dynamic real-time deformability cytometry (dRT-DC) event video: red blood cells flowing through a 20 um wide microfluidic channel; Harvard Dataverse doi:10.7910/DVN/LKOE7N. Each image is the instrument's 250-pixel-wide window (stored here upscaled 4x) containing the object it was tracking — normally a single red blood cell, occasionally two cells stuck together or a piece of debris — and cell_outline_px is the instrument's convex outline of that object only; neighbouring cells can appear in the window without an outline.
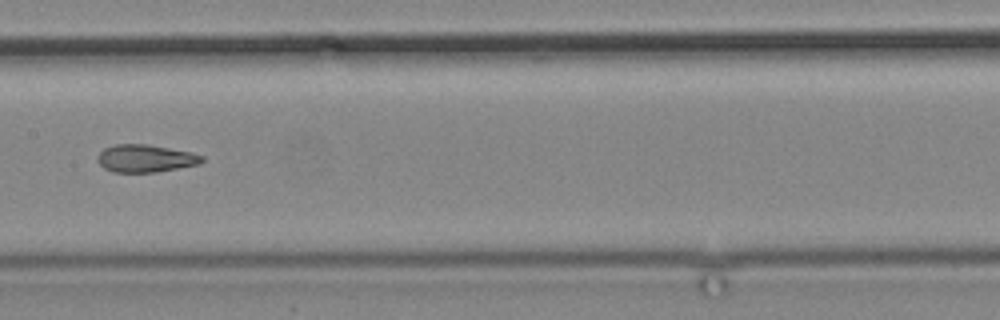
{"species": "common noctule bat (a hibernating species)", "species_latin": "Nyctalus noctula", "temperature_condition": "cold", "stored_images_in_passage": 9, "camera_frame_rate_fps": 3000, "um_per_image_px": 0.085, "animal": {"sex": "male", "body_mass_g": 19.2, "forearm_length_mm": 51.8}, "frame": {"image": 1, "passage_image": 6, "time_ms": 6.0, "image_size_px": [1000, 320], "cell_outline_px": [[204, 160], [200, 164], [156, 172], [112, 172], [104, 168], [96, 160], [96, 156], [104, 148], [116, 144], [148, 144], [192, 152], [204, 156]], "centroid_in_image_um": [12.36, 13.46], "position_along_channel_um": 195.0, "area_um2": 16.94}}
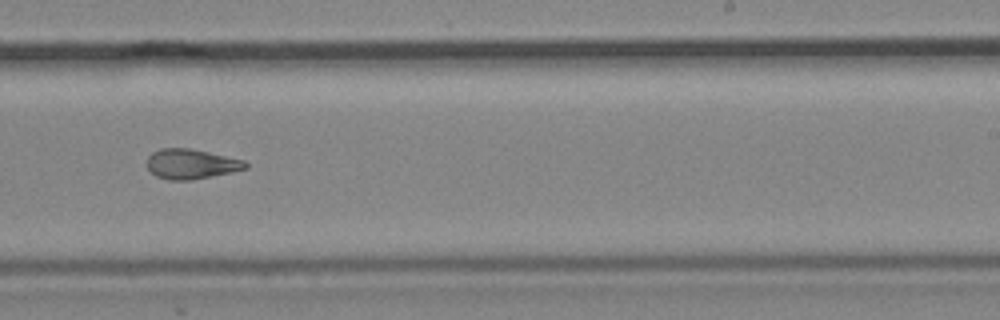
{"frame": {"image": 2, "passage_image": 8, "time_ms": 8.333, "image_size_px": [1000, 320], "cell_outline_px": [[248, 168], [232, 172], [192, 180], [168, 180], [156, 176], [148, 168], [148, 156], [152, 152], [160, 148], [188, 148], [208, 152], [244, 160], [248, 164]], "centroid_in_image_um": [16.25, 13.94], "position_along_channel_um": 272.7, "area_um2": 17.11}}
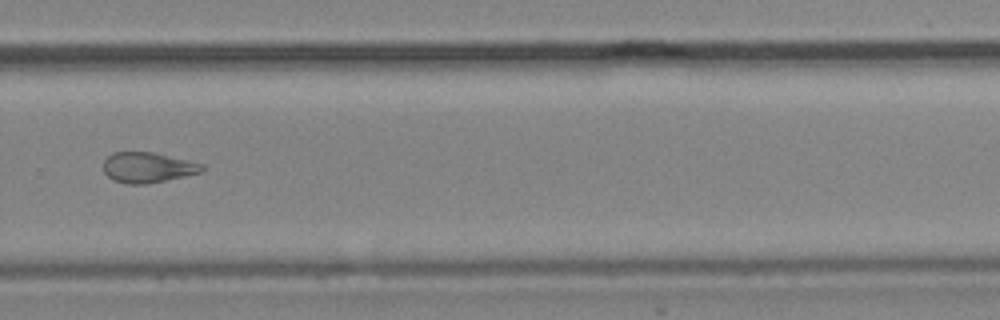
{"frame": {"image": 3, "passage_image": 9, "time_ms": 9.667, "image_size_px": [1000, 320], "cell_outline_px": [[204, 172], [148, 184], [128, 184], [112, 180], [104, 172], [104, 160], [112, 152], [152, 152], [188, 160], [204, 164]], "centroid_in_image_um": [12.57, 14.24], "position_along_channel_um": 317.2, "area_um2": 17.57}}